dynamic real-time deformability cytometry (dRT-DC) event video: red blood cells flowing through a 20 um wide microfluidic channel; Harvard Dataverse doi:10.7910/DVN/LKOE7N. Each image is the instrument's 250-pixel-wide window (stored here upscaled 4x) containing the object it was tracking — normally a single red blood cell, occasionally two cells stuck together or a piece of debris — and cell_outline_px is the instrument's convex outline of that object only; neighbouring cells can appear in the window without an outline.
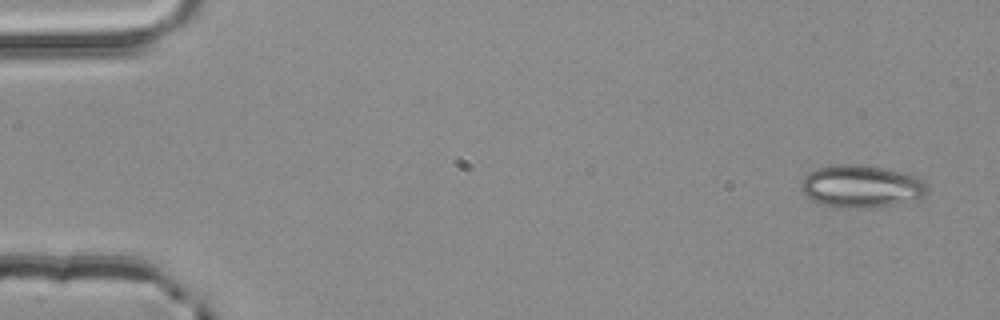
{"species": "common noctule bat (a hibernating species)", "species_latin": "Nyctalus noctula", "temperature_condition": "room temperature", "stored_images_in_passage": 3, "camera_frame_rate_fps": 3000, "um_per_image_px": 0.085, "animal": {"sex": "male", "body_mass_g": 20.4}, "frame": {"image": 1, "passage_image": 1, "time_ms": 0.0, "image_size_px": [1000, 320], "cell_outline_px": [[928, 192], [924, 196], [916, 200], [876, 208], [836, 208], [820, 204], [812, 200], [800, 188], [800, 184], [804, 176], [808, 172], [816, 168], [836, 164], [856, 164], [884, 168], [916, 176], [924, 180], [928, 188]], "centroid_in_image_um": [73.21, 15.85], "position_along_channel_um": 11.8, "area_um2": 31.73}}